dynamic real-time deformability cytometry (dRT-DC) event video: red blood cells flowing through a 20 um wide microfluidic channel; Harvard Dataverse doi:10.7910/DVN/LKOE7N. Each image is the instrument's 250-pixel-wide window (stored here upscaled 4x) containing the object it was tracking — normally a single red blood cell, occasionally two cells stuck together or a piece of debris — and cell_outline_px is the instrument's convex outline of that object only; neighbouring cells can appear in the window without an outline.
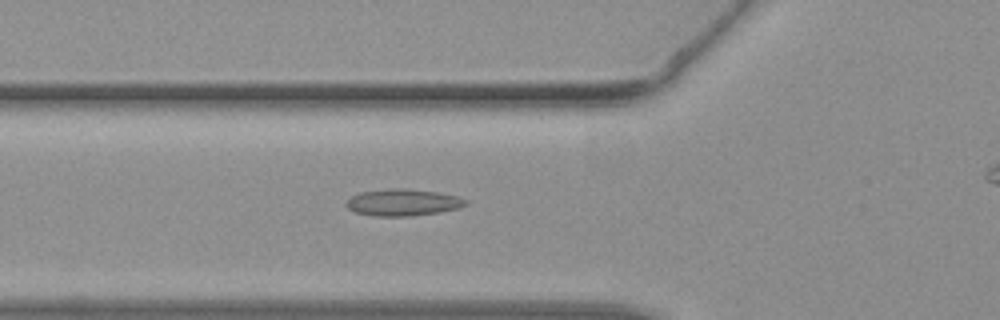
{"species": "common noctule bat (a hibernating species)", "species_latin": "Nyctalus noctula", "temperature_condition": "warm", "stored_images_in_passage": 29, "camera_frame_rate_fps": 3000, "um_per_image_px": 0.085, "animal": {"sex": "female", "body_mass_g": 19.3, "forearm_length_mm": 54.1}, "frame": {"image": 1, "passage_image": 14, "time_ms": 4.333, "image_size_px": [1000, 320], "cell_outline_px": [[468, 204], [460, 208], [440, 212], [412, 216], [372, 216], [352, 212], [344, 204], [352, 196], [360, 192], [392, 188], [404, 188], [440, 192], [456, 196], [468, 200]], "centroid_in_image_um": [34.25, 17.21], "position_along_channel_um": 91.5, "area_um2": 18.9}}
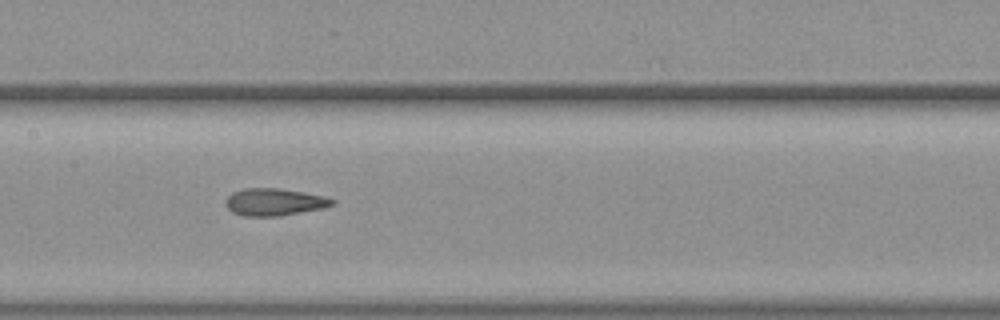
{"frame": {"image": 2, "passage_image": 20, "time_ms": 6.333, "image_size_px": [1000, 320], "cell_outline_px": [[336, 204], [324, 208], [280, 216], [244, 216], [232, 212], [224, 204], [224, 200], [232, 192], [244, 188], [280, 188], [304, 192], [324, 196], [336, 200]], "centroid_in_image_um": [23.32, 17.17], "position_along_channel_um": 184.1, "area_um2": 17.17}}
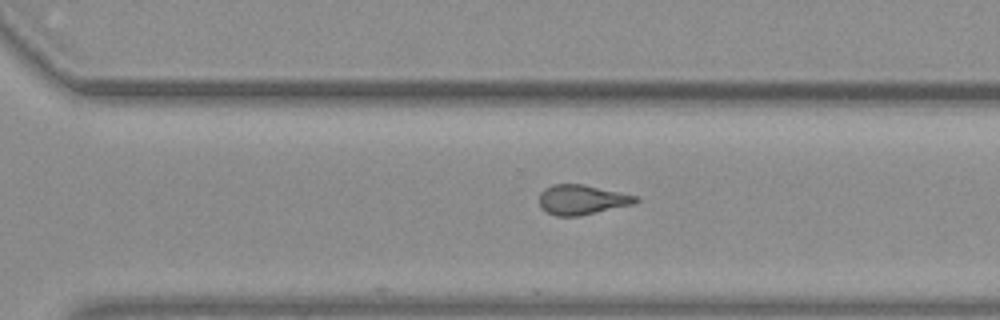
{"frame": {"image": 3, "passage_image": 29, "time_ms": 9.333, "image_size_px": [1000, 320], "cell_outline_px": [[640, 200], [636, 204], [580, 216], [556, 216], [540, 208], [540, 192], [544, 188], [552, 184], [584, 184], [640, 196]], "centroid_in_image_um": [49.51, 16.97], "position_along_channel_um": 321.1, "area_um2": 17.11}}